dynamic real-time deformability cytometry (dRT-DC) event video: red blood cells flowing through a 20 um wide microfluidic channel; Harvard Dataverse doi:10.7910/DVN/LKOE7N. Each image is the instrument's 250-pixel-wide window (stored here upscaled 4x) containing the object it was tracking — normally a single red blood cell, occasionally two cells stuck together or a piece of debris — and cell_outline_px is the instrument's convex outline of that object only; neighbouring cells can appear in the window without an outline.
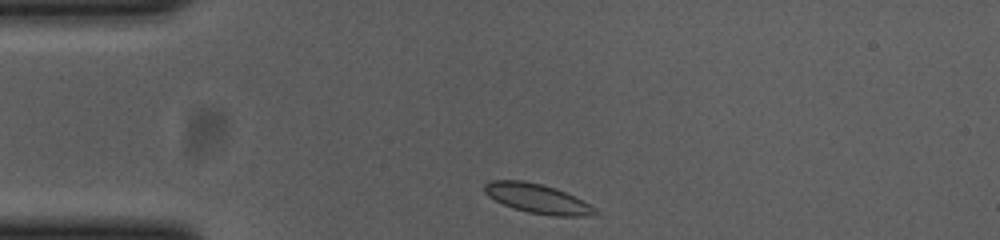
{"species": "common noctule bat (a hibernating species)", "species_latin": "Nyctalus noctula", "temperature_condition": "cold", "stored_images_in_passage": 35, "camera_frame_rate_fps": 3000, "um_per_image_px": 0.085, "animal": {"sex": "female", "body_mass_g": 23.0, "forearm_length_mm": 53.4}, "frame": {"image": 1, "passage_image": 1, "time_ms": 0.0, "image_size_px": [1000, 240], "cell_outline_px": [[600, 212], [596, 216], [552, 216], [528, 212], [512, 208], [488, 196], [484, 192], [484, 184], [492, 180], [524, 180], [556, 188], [596, 208]], "centroid_in_image_um": [45.69, 16.89], "position_along_channel_um": 39.3, "area_um2": 18.9}}
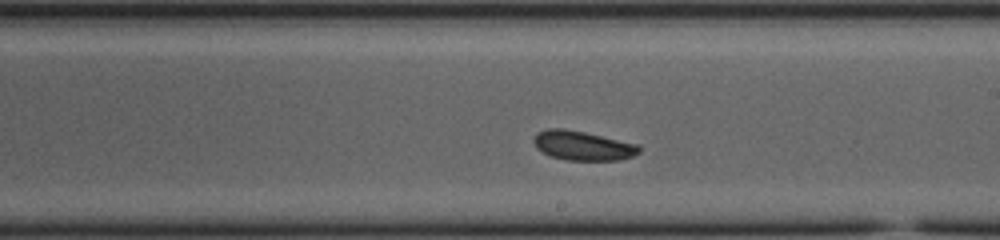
{"frame": {"image": 2, "passage_image": 20, "time_ms": 6.333, "image_size_px": [1000, 240], "cell_outline_px": [[640, 152], [632, 156], [620, 160], [568, 160], [548, 156], [536, 148], [532, 140], [536, 132], [548, 128], [564, 128], [584, 132], [636, 144], [640, 148]], "centroid_in_image_um": [49.46, 12.38], "position_along_channel_um": 239.5, "area_um2": 18.03}}
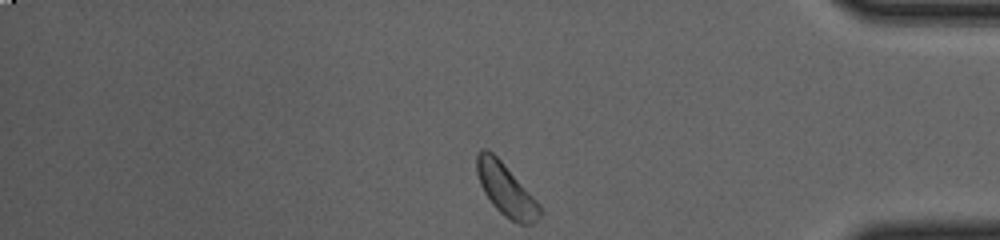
{"frame": {"image": 3, "passage_image": 35, "time_ms": 11.333, "image_size_px": [1000, 240], "cell_outline_px": [[544, 212], [532, 224], [520, 224], [504, 216], [492, 204], [484, 192], [480, 184], [476, 172], [476, 156], [480, 148], [488, 148], [504, 164], [540, 204]], "centroid_in_image_um": [43.0, 16.12], "position_along_channel_um": 392.2, "area_um2": 19.13}}